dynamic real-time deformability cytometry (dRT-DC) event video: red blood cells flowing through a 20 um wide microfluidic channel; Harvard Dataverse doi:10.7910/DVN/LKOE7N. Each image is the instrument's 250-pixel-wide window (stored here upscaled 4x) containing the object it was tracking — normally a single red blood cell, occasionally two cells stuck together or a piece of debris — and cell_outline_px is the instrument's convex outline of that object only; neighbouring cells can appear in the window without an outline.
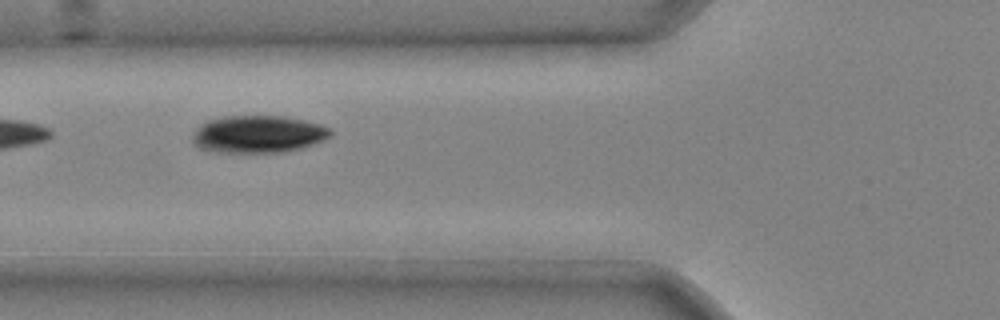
{"species": "common noctule bat (a hibernating species)", "species_latin": "Nyctalus noctula", "temperature_condition": "cold", "stored_images_in_passage": 8, "camera_frame_rate_fps": 3000, "um_per_image_px": 0.085, "animal": {"sex": "male", "body_mass_g": 20.4}, "frame": {"image": 1, "passage_image": 5, "time_ms": 1.333, "image_size_px": [1000, 320], "cell_outline_px": [[332, 132], [328, 136], [320, 140], [300, 148], [284, 152], [216, 152], [200, 148], [192, 144], [192, 132], [200, 124], [208, 120], [224, 116], [284, 116], [304, 120], [320, 124], [328, 128]], "centroid_in_image_um": [21.85, 11.4], "position_along_channel_um": 103.9, "area_um2": 29.88}}
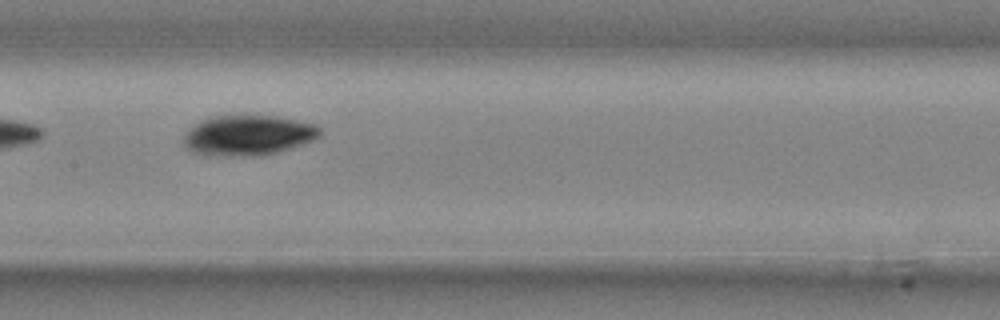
{"frame": {"image": 2, "passage_image": 7, "time_ms": 2.0, "image_size_px": [1000, 320], "cell_outline_px": [[320, 136], [312, 140], [292, 148], [260, 156], [208, 156], [192, 152], [184, 148], [184, 136], [196, 124], [208, 116], [228, 112], [244, 112], [276, 116], [316, 124], [320, 128]], "centroid_in_image_um": [21.05, 11.45], "position_along_channel_um": 186.4, "area_um2": 33.23}}
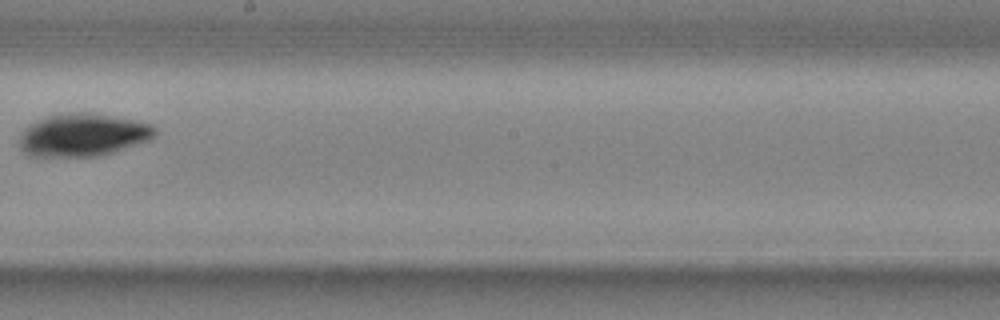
{"frame": {"image": 3, "passage_image": 8, "time_ms": 2.333, "image_size_px": [1000, 320], "cell_outline_px": [[156, 136], [148, 140], [100, 156], [32, 156], [24, 152], [20, 148], [20, 136], [28, 124], [36, 120], [48, 116], [64, 112], [80, 112], [108, 116], [132, 120], [152, 124], [156, 128]], "centroid_in_image_um": [7.01, 11.47], "position_along_channel_um": 241.2, "area_um2": 33.47}}